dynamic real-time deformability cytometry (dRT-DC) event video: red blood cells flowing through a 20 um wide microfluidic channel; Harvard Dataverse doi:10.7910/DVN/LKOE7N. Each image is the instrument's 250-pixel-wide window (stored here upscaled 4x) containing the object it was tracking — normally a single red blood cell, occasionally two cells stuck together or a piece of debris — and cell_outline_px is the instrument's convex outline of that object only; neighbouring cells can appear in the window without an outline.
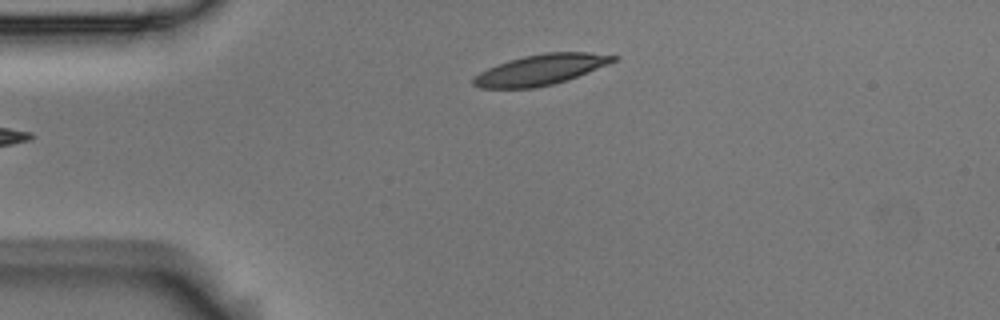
{"species": "Egyptian fruit bat (a non-hibernating species)", "species_latin": "Rousettus aegyptiacus", "temperature_condition": "room temperature", "stored_images_in_passage": 38, "camera_frame_rate_fps": 3000, "um_per_image_px": 0.085, "animal": {"sex": "male"}, "frame": {"image": 1, "passage_image": 1, "time_ms": 0.0, "image_size_px": [1000, 320], "cell_outline_px": [[620, 56], [616, 60], [608, 64], [568, 80], [536, 88], [480, 88], [472, 84], [472, 80], [480, 72], [496, 64], [508, 60], [524, 56], [544, 52], [588, 52]], "centroid_in_image_um": [45.96, 5.92], "position_along_channel_um": 39.0, "area_um2": 24.91}}
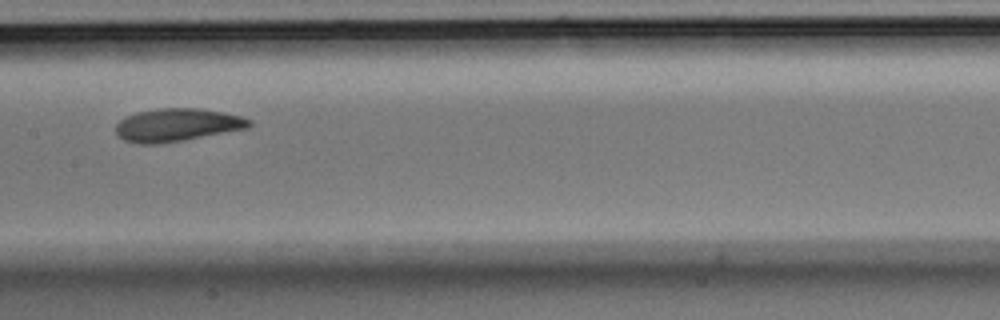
{"frame": {"image": 2, "passage_image": 16, "time_ms": 5.0, "image_size_px": [1000, 320], "cell_outline_px": [[252, 124], [248, 128], [184, 140], [156, 144], [140, 144], [124, 140], [116, 132], [116, 124], [124, 116], [136, 112], [160, 108], [200, 108], [240, 116], [252, 120]], "centroid_in_image_um": [15.03, 10.62], "position_along_channel_um": 192.4, "area_um2": 25.55}}
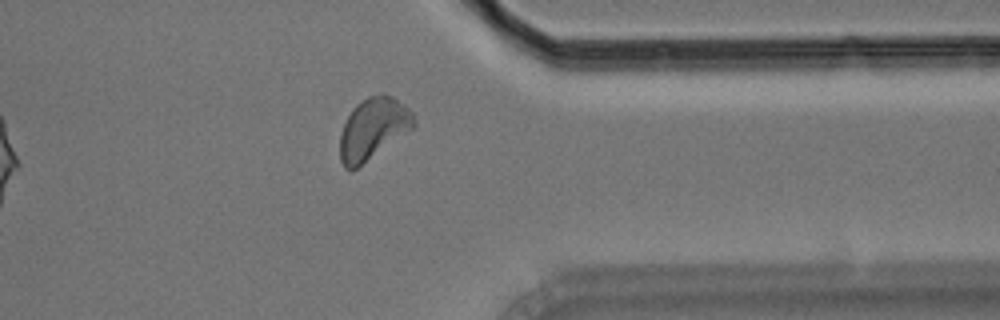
{"frame": {"image": 3, "passage_image": 32, "time_ms": 10.333, "image_size_px": [1000, 320], "cell_outline_px": [[416, 128], [356, 168], [344, 168], [340, 160], [340, 132], [352, 108], [356, 104], [368, 96], [384, 92], [392, 96], [404, 104], [412, 112], [416, 124]], "centroid_in_image_um": [31.75, 10.91], "position_along_channel_um": 379.7, "area_um2": 26.7}, "authors_computed_cell_mechanics": {"area_um2": 25.1719, "velocity_mm_per_s": 3.6504, "shape_relaxation_time_tau1_ms": 3.5502, "shape_relaxation_time_tau2_ms": 5.3679, "deformation_change_tau1": 0.1204, "deformation_change_tau2": 0.1178}}